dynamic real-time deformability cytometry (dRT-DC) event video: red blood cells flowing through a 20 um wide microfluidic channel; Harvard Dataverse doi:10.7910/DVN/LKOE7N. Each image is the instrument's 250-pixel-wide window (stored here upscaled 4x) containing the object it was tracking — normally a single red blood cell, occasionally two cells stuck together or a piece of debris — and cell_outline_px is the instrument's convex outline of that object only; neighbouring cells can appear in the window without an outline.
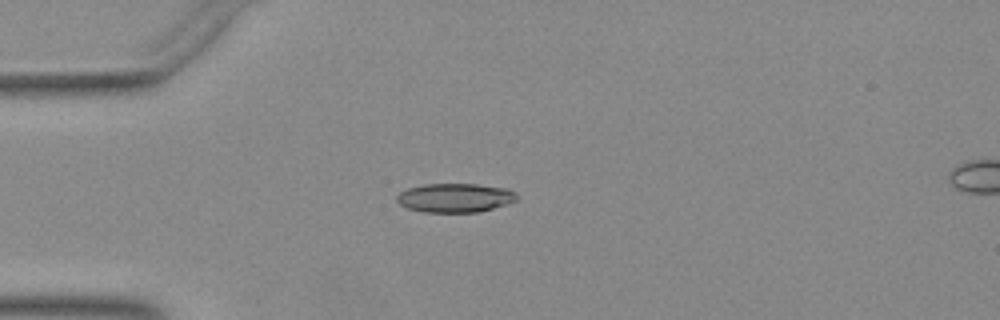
{"species": "Egyptian fruit bat (a non-hibernating species)", "species_latin": "Rousettus aegyptiacus", "temperature_condition": "warm", "stored_images_in_passage": 38, "camera_frame_rate_fps": 3000, "um_per_image_px": 0.085, "animal": {"sex": "female"}, "frame": {"image": 1, "passage_image": 1, "time_ms": 0.0, "image_size_px": [1000, 320], "cell_outline_px": [[516, 200], [508, 204], [476, 212], [424, 212], [408, 208], [400, 204], [396, 200], [396, 196], [400, 192], [408, 188], [424, 184], [476, 184], [508, 188], [516, 192]], "centroid_in_image_um": [38.68, 16.8], "position_along_channel_um": 46.3, "area_um2": 20.23}}
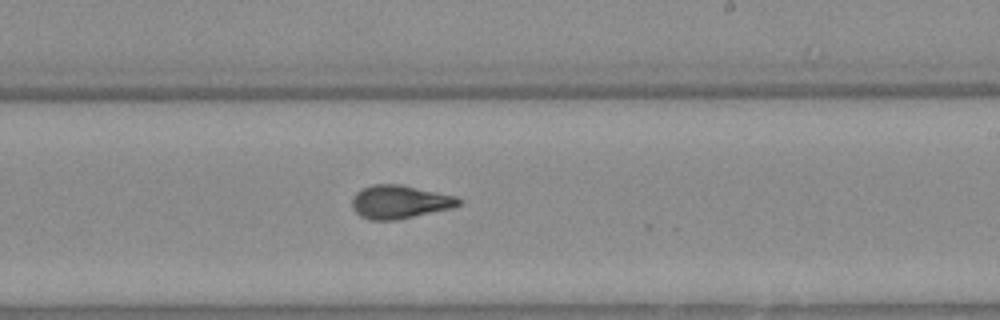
{"frame": {"image": 2, "passage_image": 18, "time_ms": 5.667, "image_size_px": [1000, 320], "cell_outline_px": [[464, 200], [460, 204], [448, 208], [412, 216], [392, 220], [372, 220], [360, 216], [352, 208], [352, 200], [356, 192], [372, 184], [400, 184], [456, 196]], "centroid_in_image_um": [33.94, 17.14], "position_along_channel_um": 255.1, "area_um2": 20.35}}
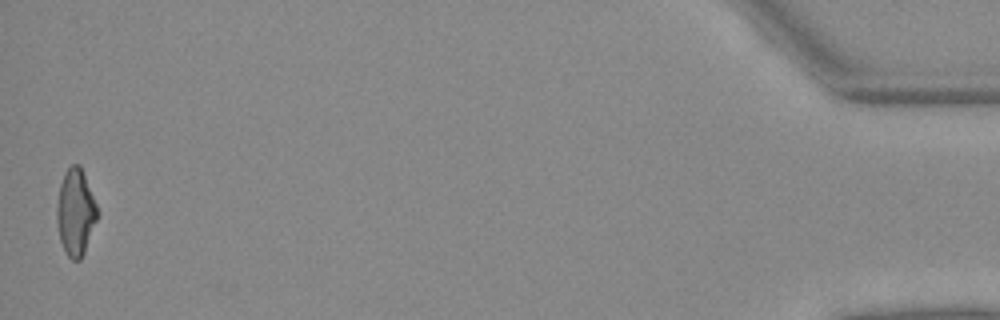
{"frame": {"image": 3, "passage_image": 38, "time_ms": 12.333, "image_size_px": [1000, 320], "cell_outline_px": [[100, 212], [84, 252], [80, 260], [72, 260], [68, 256], [60, 240], [56, 220], [56, 208], [60, 184], [64, 172], [72, 164], [80, 164]], "centroid_in_image_um": [6.43, 18.02], "position_along_channel_um": 428.8, "area_um2": 20.52}}